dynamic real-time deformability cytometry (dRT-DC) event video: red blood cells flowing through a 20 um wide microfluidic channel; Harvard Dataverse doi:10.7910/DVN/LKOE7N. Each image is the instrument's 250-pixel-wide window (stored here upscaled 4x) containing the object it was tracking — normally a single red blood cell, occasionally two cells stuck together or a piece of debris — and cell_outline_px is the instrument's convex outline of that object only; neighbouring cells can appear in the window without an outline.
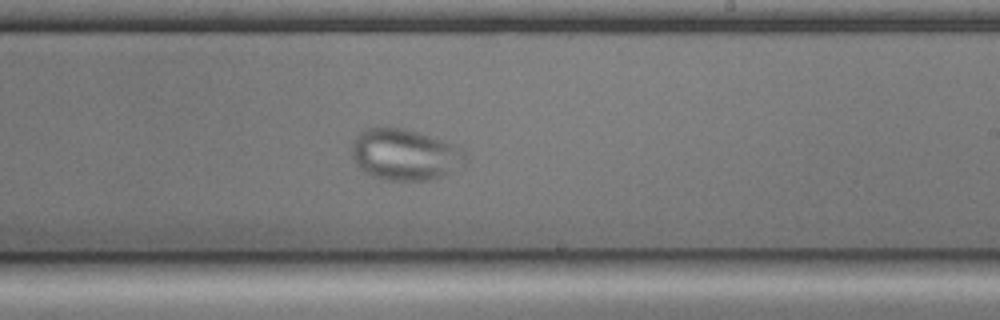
{"species": "common noctule bat (a hibernating species)", "species_latin": "Nyctalus noctula", "temperature_condition": "cold", "stored_images_in_passage": 45, "camera_frame_rate_fps": 3000, "um_per_image_px": 0.085, "animal": {"sex": "male", "body_mass_g": 17.9, "forearm_length_mm": 54.2}, "frame": {"image": 1, "passage_image": 21, "time_ms": 6.667, "image_size_px": [1000, 320], "cell_outline_px": [[468, 160], [464, 164], [444, 176], [428, 180], [380, 180], [364, 172], [360, 168], [352, 156], [352, 140], [360, 132], [368, 128], [380, 124], [404, 128], [452, 144], [464, 152]], "centroid_in_image_um": [34.36, 13.13], "position_along_channel_um": 254.6, "area_um2": 34.22}}
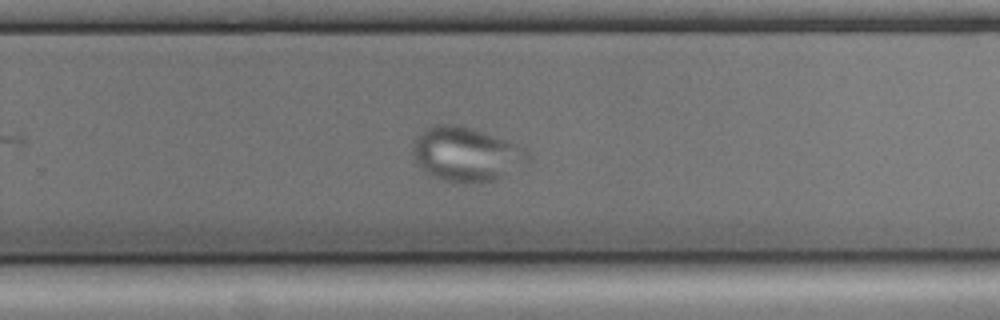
{"frame": {"image": 2, "passage_image": 24, "time_ms": 7.667, "image_size_px": [1000, 320], "cell_outline_px": [[532, 156], [528, 164], [496, 180], [468, 184], [444, 180], [424, 172], [412, 156], [412, 144], [416, 136], [424, 128], [432, 124], [464, 124], [508, 140], [528, 148]], "centroid_in_image_um": [39.67, 13.08], "position_along_channel_um": 290.1, "area_um2": 37.63}}